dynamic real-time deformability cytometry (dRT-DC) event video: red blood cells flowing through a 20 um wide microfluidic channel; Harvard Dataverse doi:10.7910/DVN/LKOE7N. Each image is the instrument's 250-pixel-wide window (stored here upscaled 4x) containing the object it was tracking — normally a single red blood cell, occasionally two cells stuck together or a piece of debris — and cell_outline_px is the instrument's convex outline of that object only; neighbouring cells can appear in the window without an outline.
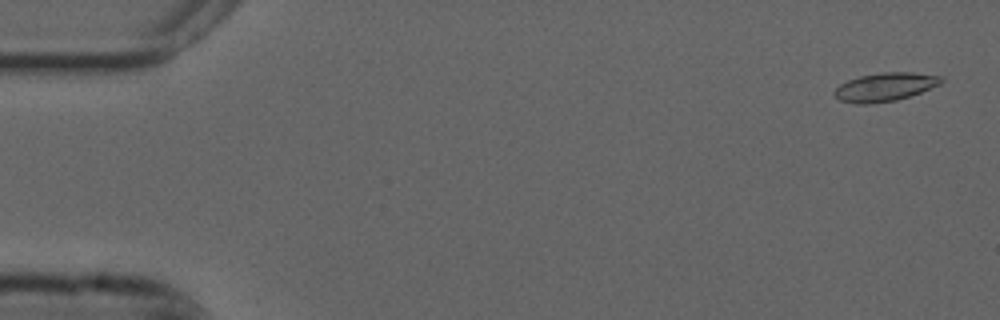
{"species": "common noctule bat (a hibernating species)", "species_latin": "Nyctalus noctula", "temperature_condition": "cold", "stored_images_in_passage": 55, "camera_frame_rate_fps": 3000, "um_per_image_px": 0.085, "animal": {"sex": "male", "forearm_length_mm": 52.5}, "frame": {"image": 1, "passage_image": 2, "time_ms": 0.333, "image_size_px": [1000, 320], "cell_outline_px": [[944, 80], [940, 84], [920, 92], [896, 100], [872, 104], [856, 104], [840, 100], [832, 92], [840, 84], [848, 80], [860, 76], [884, 72], [912, 72], [944, 76]], "centroid_in_image_um": [75.23, 7.39], "position_along_channel_um": 9.8, "area_um2": 17.69}}
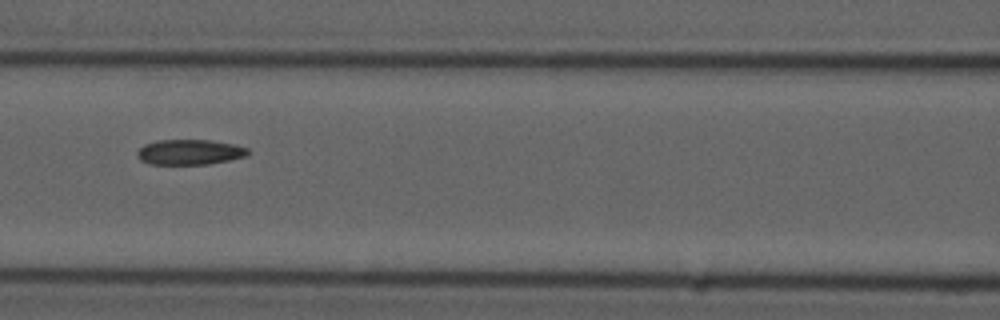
{"frame": {"image": 2, "passage_image": 24, "time_ms": 7.667, "image_size_px": [1000, 320], "cell_outline_px": [[252, 152], [248, 156], [208, 164], [148, 164], [140, 160], [136, 156], [136, 152], [144, 144], [160, 140], [208, 140], [236, 144], [248, 148]], "centroid_in_image_um": [16.15, 12.93], "position_along_channel_um": 150.5, "area_um2": 16.47}}
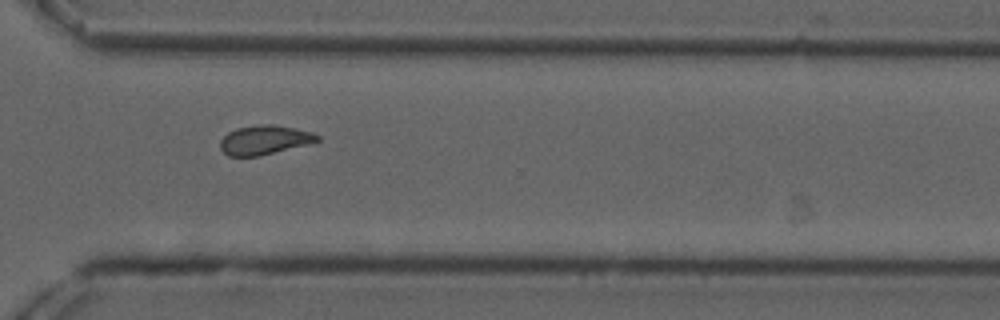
{"frame": {"image": 3, "passage_image": 40, "time_ms": 13.0, "image_size_px": [1000, 320], "cell_outline_px": [[320, 140], [316, 144], [260, 156], [228, 156], [220, 148], [220, 140], [228, 132], [236, 128], [260, 124], [272, 124], [312, 132], [320, 136]], "centroid_in_image_um": [22.55, 11.91], "position_along_channel_um": 348.1, "area_um2": 16.94}, "authors_computed_cell_mechanics": {"area_um2": 16.762, "velocity_mm_per_s": 3.7201, "shape_relaxation_time_tau1_ms": null, "shape_relaxation_time_tau2_ms": 3.3053, "deformation_change_tau1": null, "deformation_change_tau2": 0.1009}}